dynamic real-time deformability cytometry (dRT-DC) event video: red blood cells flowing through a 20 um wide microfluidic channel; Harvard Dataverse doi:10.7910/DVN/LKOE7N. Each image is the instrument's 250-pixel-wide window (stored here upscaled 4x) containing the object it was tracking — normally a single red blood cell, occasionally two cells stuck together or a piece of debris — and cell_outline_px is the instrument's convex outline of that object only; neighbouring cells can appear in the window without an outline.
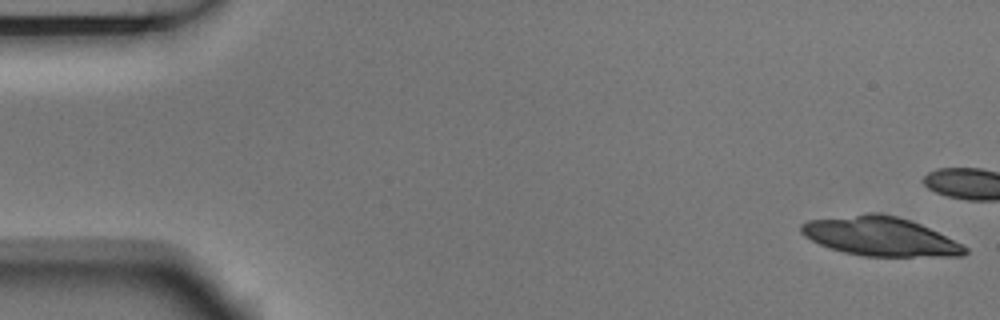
{"species": "Egyptian fruit bat (a non-hibernating species)", "species_latin": "Rousettus aegyptiacus", "temperature_condition": "room temperature", "stored_images_in_passage": 5, "camera_frame_rate_fps": 3000, "um_per_image_px": 0.085, "animal": {"sex": "male"}, "frame": {"image": 1, "passage_image": 1, "time_ms": 0.0, "image_size_px": [1000, 320], "cell_outline_px": [[968, 252], [960, 256], [864, 256], [844, 252], [828, 248], [804, 236], [800, 232], [800, 224], [808, 220], [868, 212], [876, 212], [896, 216], [920, 224], [968, 248]], "centroid_in_image_um": [74.75, 20.09], "position_along_channel_um": 10.3, "area_um2": 36.93}}